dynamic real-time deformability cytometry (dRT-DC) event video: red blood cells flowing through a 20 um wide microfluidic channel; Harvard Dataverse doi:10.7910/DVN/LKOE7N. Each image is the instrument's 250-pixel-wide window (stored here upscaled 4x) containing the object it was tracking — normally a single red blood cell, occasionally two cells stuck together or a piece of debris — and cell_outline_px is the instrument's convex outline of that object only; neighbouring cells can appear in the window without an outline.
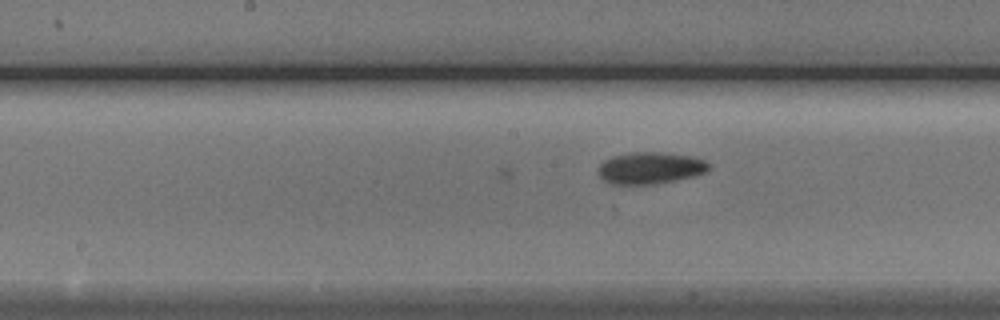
{"species": "Egyptian fruit bat (a non-hibernating species)", "species_latin": "Rousettus aegyptiacus", "temperature_condition": "cold", "stored_images_in_passage": 40, "camera_frame_rate_fps": 3000, "um_per_image_px": 0.085, "animal": {"sex": "male"}, "frame": {"image": 1, "passage_image": 14, "time_ms": 4.333, "image_size_px": [1000, 320], "cell_outline_px": [[708, 168], [704, 172], [692, 176], [652, 184], [608, 184], [596, 172], [600, 164], [604, 160], [612, 156], [632, 152], [660, 152], [692, 156], [704, 160], [708, 164]], "centroid_in_image_um": [55.19, 14.27], "position_along_channel_um": 193.0, "area_um2": 20.29}}
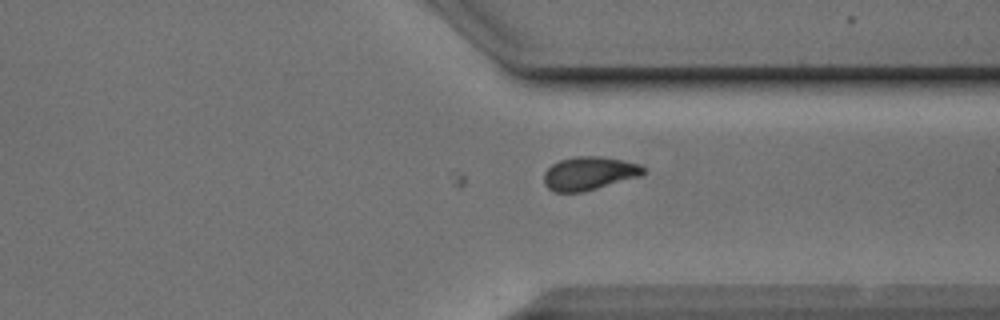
{"frame": {"image": 2, "passage_image": 27, "time_ms": 8.667, "image_size_px": [1000, 320], "cell_outline_px": [[644, 172], [640, 176], [596, 188], [580, 192], [552, 192], [544, 184], [544, 172], [552, 164], [560, 160], [576, 156], [600, 156], [640, 164], [644, 168]], "centroid_in_image_um": [50.03, 14.73], "position_along_channel_um": 361.4, "area_um2": 19.13}}
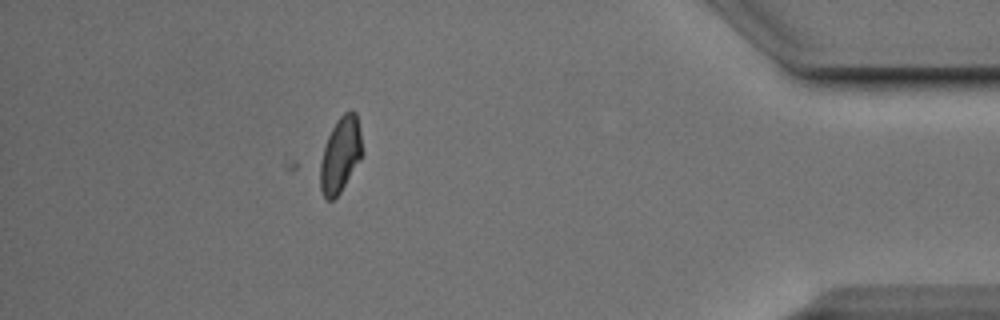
{"frame": {"image": 3, "passage_image": 34, "time_ms": 11.0, "image_size_px": [1000, 320], "cell_outline_px": [[364, 156], [340, 192], [332, 200], [324, 200], [320, 188], [320, 164], [324, 144], [336, 120], [344, 112], [352, 108], [356, 112], [364, 152]], "centroid_in_image_um": [28.95, 13.15], "position_along_channel_um": 406.2, "area_um2": 18.9}}